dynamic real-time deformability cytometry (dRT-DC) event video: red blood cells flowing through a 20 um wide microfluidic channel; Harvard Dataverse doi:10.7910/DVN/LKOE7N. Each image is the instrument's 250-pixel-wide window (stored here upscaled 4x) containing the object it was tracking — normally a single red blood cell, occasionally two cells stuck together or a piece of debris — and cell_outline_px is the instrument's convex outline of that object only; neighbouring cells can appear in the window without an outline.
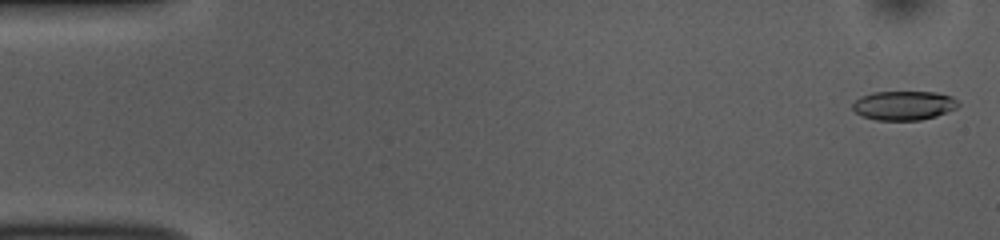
{"species": "common noctule bat (a hibernating species)", "species_latin": "Nyctalus noctula", "temperature_condition": "room temperature", "stored_images_in_passage": 54, "camera_frame_rate_fps": 3000, "um_per_image_px": 0.085, "animal": {"sex": "female", "body_mass_g": 10.0, "forearm_length_mm": 53.1}, "frame": {"image": 1, "passage_image": 2, "time_ms": 0.333, "image_size_px": [1000, 240], "cell_outline_px": [[960, 104], [956, 108], [948, 112], [936, 116], [920, 120], [876, 120], [864, 116], [856, 112], [852, 108], [852, 104], [860, 96], [872, 92], [936, 92], [952, 96]], "centroid_in_image_um": [76.84, 8.96], "position_along_channel_um": 8.2, "area_um2": 17.98}}
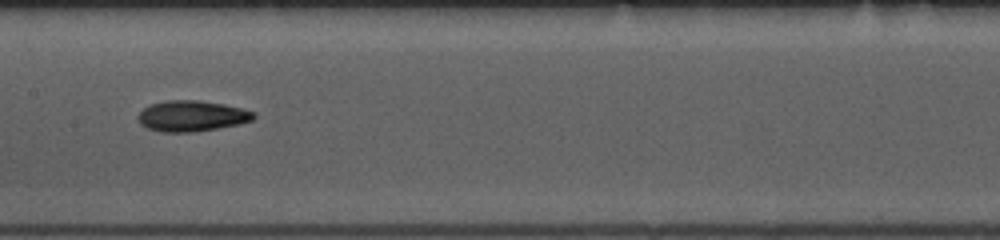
{"frame": {"image": 2, "passage_image": 27, "time_ms": 8.667, "image_size_px": [1000, 240], "cell_outline_px": [[256, 116], [252, 120], [240, 124], [192, 132], [164, 132], [148, 128], [140, 124], [136, 116], [144, 108], [152, 104], [168, 100], [200, 100], [224, 104], [244, 108], [256, 112]], "centroid_in_image_um": [16.33, 9.85], "position_along_channel_um": 191.1, "area_um2": 20.81}}
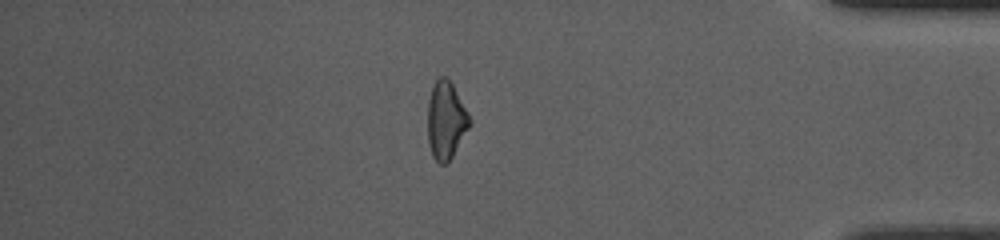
{"frame": {"image": 3, "passage_image": 46, "time_ms": 15.0, "image_size_px": [1000, 240], "cell_outline_px": [[472, 120], [468, 128], [452, 156], [444, 164], [440, 164], [432, 156], [428, 144], [428, 100], [432, 88], [436, 80], [440, 76], [444, 76], [452, 84], [468, 112]], "centroid_in_image_um": [37.89, 10.22], "position_along_channel_um": 397.3, "area_um2": 18.67}, "authors_computed_cell_mechanics": {"area_um2": 19.4497, "velocity_mm_per_s": 3.7942, "shape_relaxation_time_tau1_ms": 6.0731, "shape_relaxation_time_tau2_ms": 6.8976, "deformation_change_tau1": 0.1444, "deformation_change_tau2": 0.1518}}